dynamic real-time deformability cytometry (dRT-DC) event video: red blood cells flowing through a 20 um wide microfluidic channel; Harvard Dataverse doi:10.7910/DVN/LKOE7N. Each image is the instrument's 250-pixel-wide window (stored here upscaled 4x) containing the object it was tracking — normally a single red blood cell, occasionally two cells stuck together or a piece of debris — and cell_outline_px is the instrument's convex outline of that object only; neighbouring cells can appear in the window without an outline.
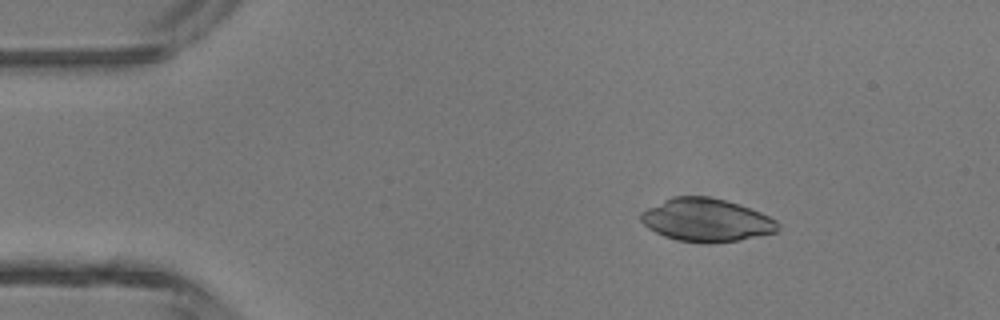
{"species": "common noctule bat (a hibernating species)", "species_latin": "Nyctalus noctula", "temperature_condition": "room temperature", "stored_images_in_passage": 2, "camera_frame_rate_fps": 3000, "um_per_image_px": 0.085, "animal": {"sex": "male", "body_mass_g": 13.3}, "frame": {"image": 1, "passage_image": 1, "time_ms": 0.0, "image_size_px": [1000, 320], "cell_outline_px": [[780, 228], [776, 232], [740, 240], [680, 240], [664, 236], [648, 228], [640, 220], [640, 212], [672, 196], [708, 196], [740, 204], [760, 212], [776, 220], [780, 224]], "centroid_in_image_um": [60.05, 18.66], "position_along_channel_um": 25.0, "area_um2": 33.52}}